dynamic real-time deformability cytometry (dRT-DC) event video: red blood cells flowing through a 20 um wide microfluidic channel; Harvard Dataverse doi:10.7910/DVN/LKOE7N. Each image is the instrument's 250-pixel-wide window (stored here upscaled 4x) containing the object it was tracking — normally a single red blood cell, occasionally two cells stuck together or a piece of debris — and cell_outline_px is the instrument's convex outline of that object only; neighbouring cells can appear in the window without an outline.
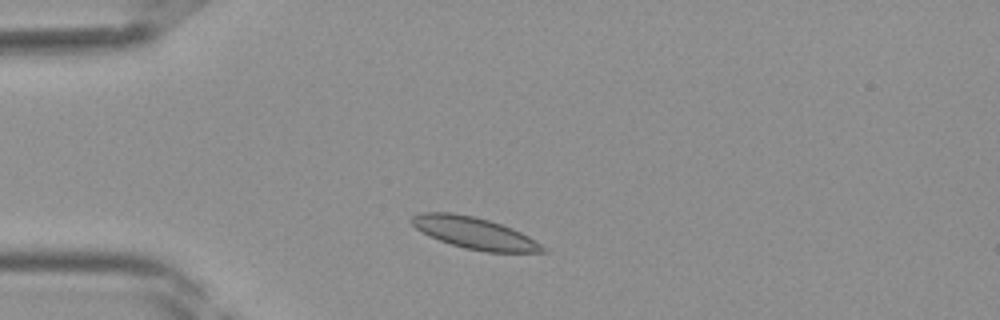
{"species": "Egyptian fruit bat (a non-hibernating species)", "species_latin": "Rousettus aegyptiacus", "temperature_condition": "room temperature", "stored_images_in_passage": 35, "camera_frame_rate_fps": 3000, "um_per_image_px": 0.085, "frame": {"image": 1, "passage_image": 5, "time_ms": 1.333, "image_size_px": [1000, 320], "cell_outline_px": [[548, 252], [488, 252], [464, 248], [428, 236], [420, 232], [408, 220], [412, 216], [420, 212], [452, 212], [472, 216], [488, 220], [512, 228], [528, 236], [548, 248]], "centroid_in_image_um": [40.3, 19.8], "position_along_channel_um": 44.7, "area_um2": 24.22}}
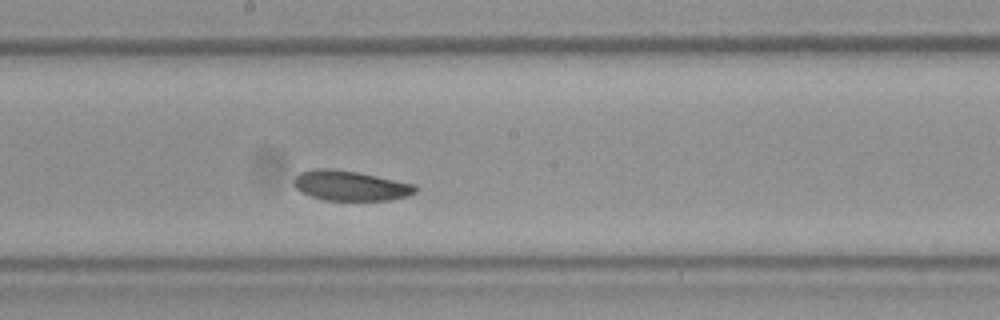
{"frame": {"image": 2, "passage_image": 17, "time_ms": 5.333, "image_size_px": [1000, 320], "cell_outline_px": [[420, 188], [416, 192], [408, 196], [392, 200], [324, 200], [300, 192], [292, 184], [292, 180], [300, 172], [316, 168], [332, 168], [360, 172], [416, 184]], "centroid_in_image_um": [29.81, 15.77], "position_along_channel_um": 218.4, "area_um2": 21.68}}
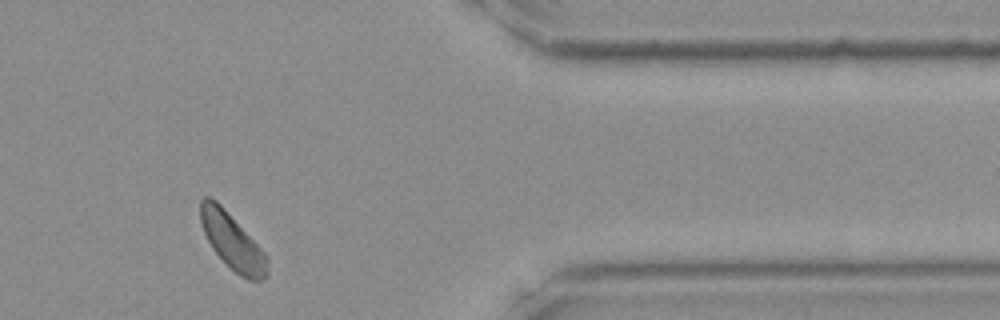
{"frame": {"image": 3, "passage_image": 29, "time_ms": 9.333, "image_size_px": [1000, 320], "cell_outline_px": [[268, 276], [260, 280], [248, 280], [240, 276], [212, 248], [200, 224], [200, 200], [204, 196], [208, 196], [216, 200], [224, 208], [268, 256]], "centroid_in_image_um": [19.75, 20.51], "position_along_channel_um": 391.7, "area_um2": 21.5}}